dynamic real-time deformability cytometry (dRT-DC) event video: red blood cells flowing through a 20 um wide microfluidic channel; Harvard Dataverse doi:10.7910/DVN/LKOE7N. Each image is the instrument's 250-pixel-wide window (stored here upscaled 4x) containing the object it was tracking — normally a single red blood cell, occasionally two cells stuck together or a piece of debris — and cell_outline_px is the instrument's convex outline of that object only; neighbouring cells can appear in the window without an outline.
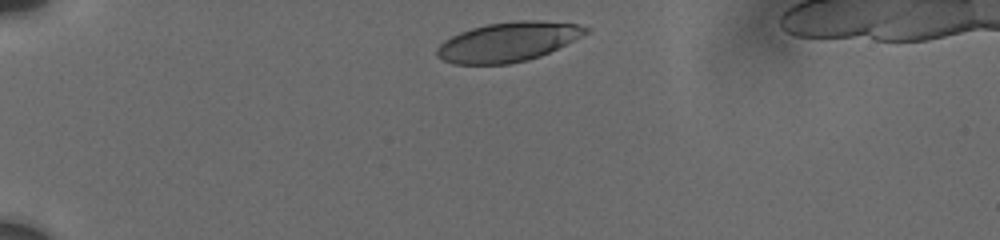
{"species": "human", "species_latin": "Homo sapiens", "temperature_condition": "cold", "stored_images_in_passage": 44, "camera_frame_rate_fps": 3000, "um_per_image_px": 0.085, "donor": {"sex": "male"}, "frame": {"image": 1, "passage_image": 1, "time_ms": 0.0, "image_size_px": [1000, 240], "cell_outline_px": [[592, 28], [588, 32], [540, 56], [508, 64], [452, 64], [436, 56], [436, 48], [444, 40], [460, 32], [472, 28], [488, 24], [520, 20], [536, 20], [576, 24]], "centroid_in_image_um": [43.13, 3.56], "position_along_channel_um": 41.9, "area_um2": 33.76}}
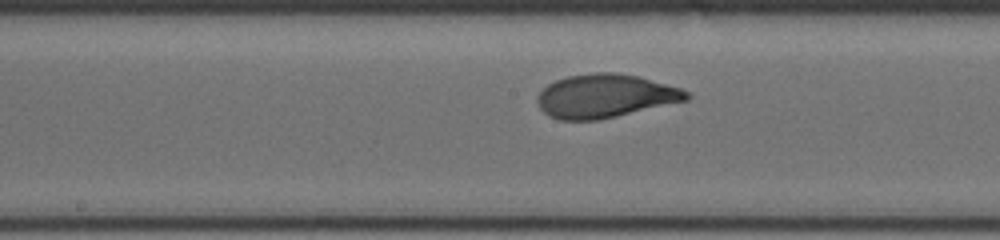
{"frame": {"image": 2, "passage_image": 27, "time_ms": 5.667, "image_size_px": [1000, 240], "cell_outline_px": [[692, 96], [688, 100], [600, 120], [560, 120], [548, 116], [540, 108], [536, 100], [536, 96], [548, 84], [556, 80], [568, 76], [596, 72], [616, 72], [636, 76], [680, 88], [688, 92]], "centroid_in_image_um": [51.42, 8.17], "position_along_channel_um": 196.8, "area_um2": 37.8}}
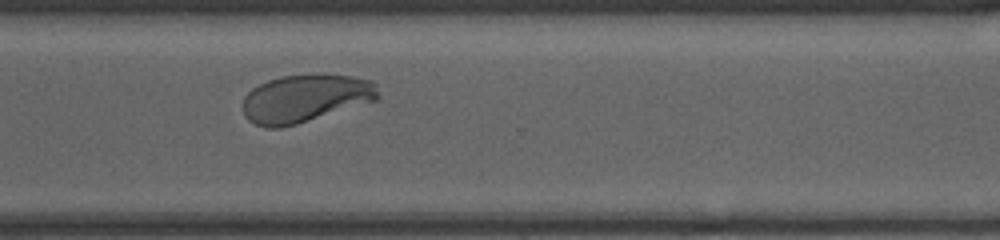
{"frame": {"image": 3, "passage_image": 43, "time_ms": 9.667, "image_size_px": [1000, 240], "cell_outline_px": [[380, 96], [376, 100], [296, 124], [280, 128], [268, 128], [256, 124], [248, 120], [244, 116], [244, 96], [252, 88], [268, 80], [280, 76], [352, 76], [372, 80], [376, 84]], "centroid_in_image_um": [25.94, 8.38], "position_along_channel_um": 344.7, "area_um2": 37.05}}